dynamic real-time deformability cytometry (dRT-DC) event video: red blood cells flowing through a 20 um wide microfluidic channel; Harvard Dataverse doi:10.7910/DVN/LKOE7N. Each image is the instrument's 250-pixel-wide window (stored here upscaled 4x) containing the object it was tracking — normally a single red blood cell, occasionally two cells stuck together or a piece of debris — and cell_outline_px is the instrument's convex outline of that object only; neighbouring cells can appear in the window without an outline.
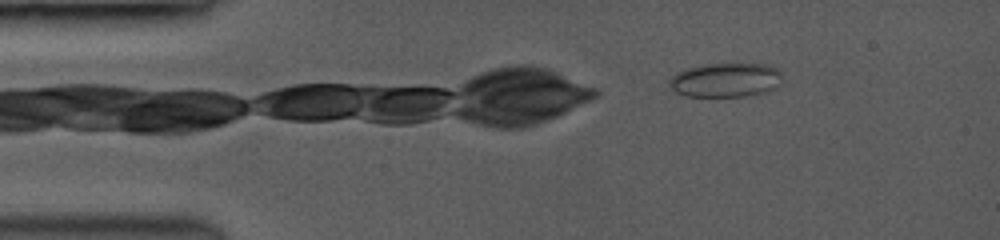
{"species": "common noctule bat (a hibernating species)", "species_latin": "Nyctalus noctula", "temperature_condition": "room temperature", "stored_images_in_passage": 4, "camera_frame_rate_fps": 3500, "um_per_image_px": 0.085, "animal": {"sex": "female", "body_mass_g": 19.0, "forearm_length_mm": 53.3}, "frame": {"image": 1, "passage_image": 4, "time_ms": 0.857, "image_size_px": [1000, 240], "cell_outline_px": [[784, 84], [780, 88], [748, 96], [684, 96], [676, 92], [672, 88], [672, 76], [688, 68], [712, 64], [760, 64], [772, 68], [776, 72]], "centroid_in_image_um": [61.73, 6.83], "position_along_channel_um": 23.3, "area_um2": 21.96}}